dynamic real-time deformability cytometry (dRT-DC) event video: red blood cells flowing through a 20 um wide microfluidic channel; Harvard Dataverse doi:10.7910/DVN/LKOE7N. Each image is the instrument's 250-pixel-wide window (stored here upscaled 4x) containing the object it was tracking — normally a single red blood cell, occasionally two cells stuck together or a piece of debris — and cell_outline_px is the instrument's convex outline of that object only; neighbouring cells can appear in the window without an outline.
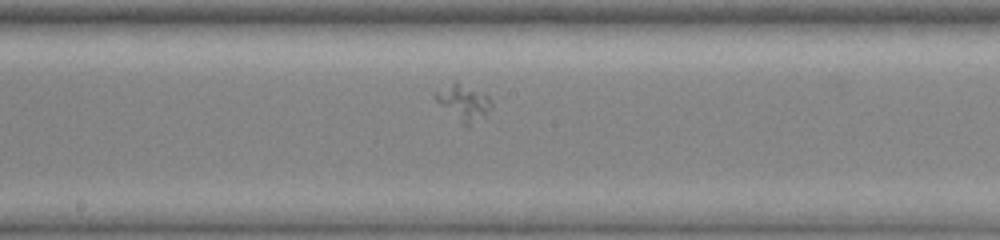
{"species": "common noctule bat (a hibernating species)", "species_latin": "Nyctalus noctula", "temperature_condition": "warm", "stored_images_in_passage": 19, "camera_frame_rate_fps": 3000, "um_per_image_px": 0.085, "animal": {"sex": "female", "body_mass_g": 19.0, "forearm_length_mm": 51.5}, "frame": {"image": 1, "passage_image": 12, "time_ms": 5.667, "image_size_px": [1000, 240], "cell_outline_px": [[492, 108], [484, 116], [468, 128], [440, 104], [432, 96], [432, 92], [456, 80], [488, 96], [492, 100]], "centroid_in_image_um": [39.39, 8.69], "position_along_channel_um": 208.8, "area_um2": 11.73}}